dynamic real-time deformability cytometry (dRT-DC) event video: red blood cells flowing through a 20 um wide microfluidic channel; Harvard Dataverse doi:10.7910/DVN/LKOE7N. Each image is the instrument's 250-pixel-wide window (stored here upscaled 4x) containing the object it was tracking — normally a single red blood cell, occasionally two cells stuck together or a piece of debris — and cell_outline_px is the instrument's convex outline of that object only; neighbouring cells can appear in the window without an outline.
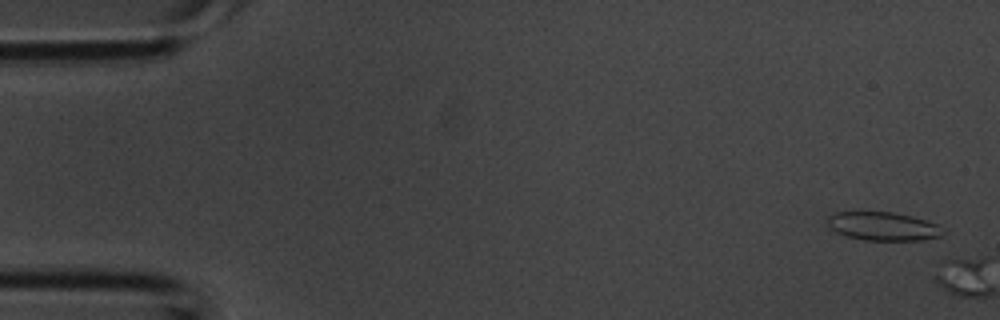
{"species": "common noctule bat (a hibernating species)", "species_latin": "Nyctalus noctula", "temperature_condition": "room temperature", "stored_images_in_passage": 4, "camera_frame_rate_fps": 3000, "um_per_image_px": 0.085, "animal": {"sex": "male", "body_mass_g": 20.1, "forearm_length_mm": 53.5}, "frame": {"image": 1, "passage_image": 1, "time_ms": 0.0, "image_size_px": [1000, 320], "cell_outline_px": [[944, 232], [940, 236], [924, 240], [864, 240], [848, 236], [836, 232], [828, 224], [828, 216], [836, 212], [892, 212], [912, 216], [936, 224]], "centroid_in_image_um": [75.05, 19.23], "position_along_channel_um": 9.9, "area_um2": 18.9}}